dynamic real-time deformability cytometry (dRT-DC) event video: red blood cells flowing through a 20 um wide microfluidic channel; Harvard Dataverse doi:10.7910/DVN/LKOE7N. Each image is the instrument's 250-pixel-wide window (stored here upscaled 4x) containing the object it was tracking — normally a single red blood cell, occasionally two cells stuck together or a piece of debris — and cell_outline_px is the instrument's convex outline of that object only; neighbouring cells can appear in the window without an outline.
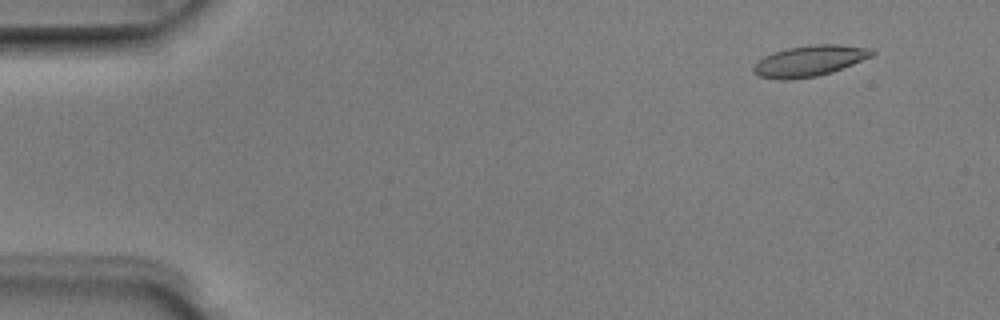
{"species": "Egyptian fruit bat (a non-hibernating species)", "species_latin": "Rousettus aegyptiacus", "temperature_condition": "room temperature", "stored_images_in_passage": 5, "camera_frame_rate_fps": 3000, "um_per_image_px": 0.085, "animal": {"sex": "male"}, "frame": {"image": 1, "passage_image": 2, "time_ms": 0.333, "image_size_px": [1000, 320], "cell_outline_px": [[876, 52], [872, 56], [832, 72], [816, 76], [788, 80], [780, 80], [760, 76], [752, 72], [752, 68], [764, 56], [788, 48], [812, 44], [840, 44], [872, 48]], "centroid_in_image_um": [68.83, 5.17], "position_along_channel_um": 16.2, "area_um2": 21.21}}
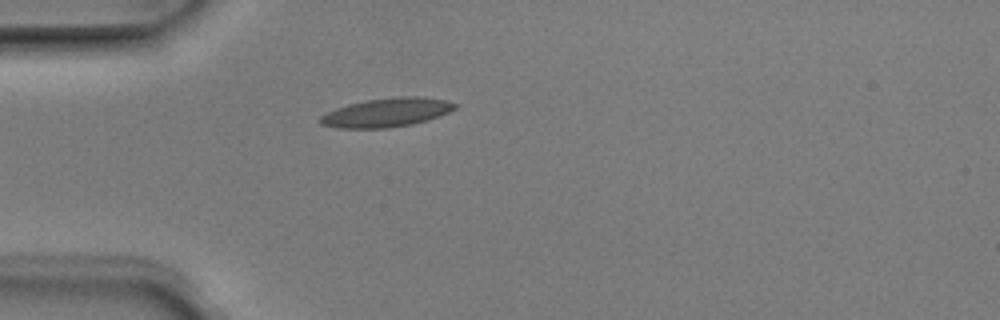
{"frame": {"image": 2, "passage_image": 5, "time_ms": 1.333, "image_size_px": [1000, 320], "cell_outline_px": [[460, 104], [456, 108], [440, 116], [428, 120], [412, 124], [388, 128], [336, 128], [320, 124], [320, 116], [336, 108], [348, 104], [368, 100], [400, 96], [424, 96], [448, 100]], "centroid_in_image_um": [32.92, 9.55], "position_along_channel_um": 52.1, "area_um2": 22.83}}